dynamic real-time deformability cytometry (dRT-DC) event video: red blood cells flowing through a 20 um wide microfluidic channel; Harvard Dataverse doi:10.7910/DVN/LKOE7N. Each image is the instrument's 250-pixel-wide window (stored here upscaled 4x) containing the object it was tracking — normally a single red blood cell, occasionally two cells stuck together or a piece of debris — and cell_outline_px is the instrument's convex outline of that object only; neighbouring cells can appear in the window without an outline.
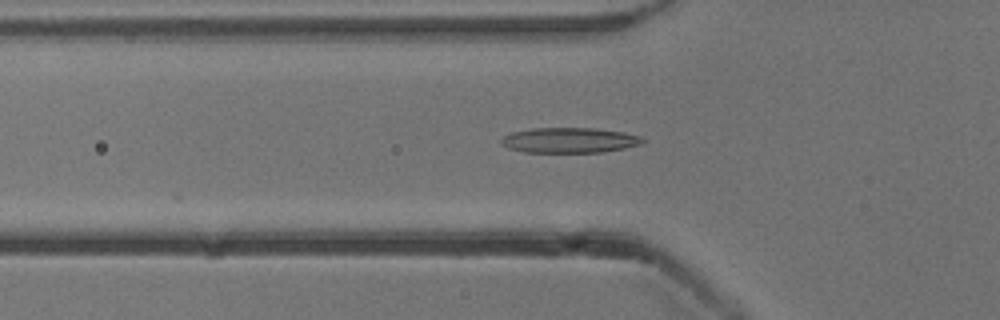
{"species": "common noctule bat (a hibernating species)", "species_latin": "Nyctalus noctula", "temperature_condition": "cold", "stored_images_in_passage": 51, "camera_frame_rate_fps": 3000, "um_per_image_px": 0.085, "animal": {"sex": "male", "body_mass_g": 13.3}, "frame": {"image": 1, "passage_image": 17, "time_ms": 5.333, "image_size_px": [1000, 320], "cell_outline_px": [[644, 140], [640, 144], [624, 148], [600, 152], [524, 152], [508, 148], [500, 144], [500, 140], [504, 136], [512, 132], [532, 128], [596, 128], [624, 132], [640, 136]], "centroid_in_image_um": [48.37, 11.91], "position_along_channel_um": 77.4, "area_um2": 20.75}}
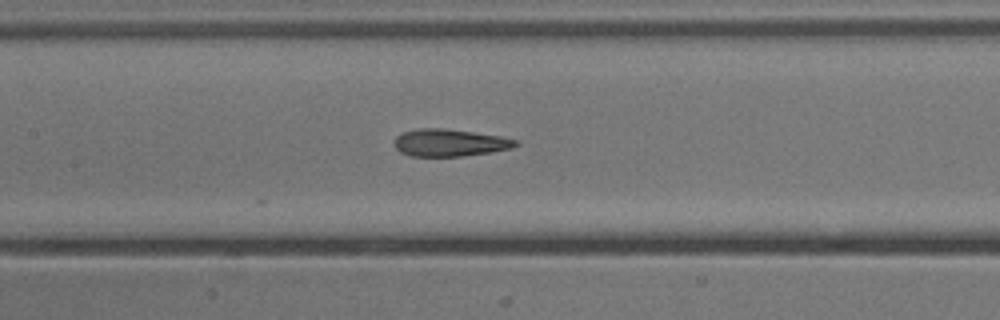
{"frame": {"image": 2, "passage_image": 24, "time_ms": 7.667, "image_size_px": [1000, 320], "cell_outline_px": [[520, 144], [512, 148], [492, 152], [460, 156], [412, 156], [400, 152], [392, 144], [392, 140], [396, 136], [404, 132], [420, 128], [444, 128], [500, 136], [520, 140]], "centroid_in_image_um": [38.23, 12.13], "position_along_channel_um": 169.2, "area_um2": 19.42}}
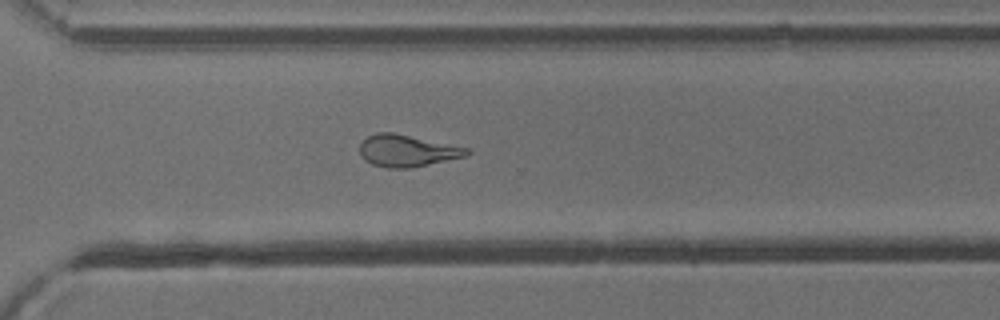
{"frame": {"image": 3, "passage_image": 37, "time_ms": 12.0, "image_size_px": [1000, 320], "cell_outline_px": [[472, 152], [464, 156], [412, 168], [388, 168], [372, 164], [364, 160], [360, 152], [360, 144], [368, 136], [376, 132], [392, 132], [472, 148]], "centroid_in_image_um": [34.62, 12.81], "position_along_channel_um": 336.0, "area_um2": 19.94}, "authors_computed_cell_mechanics": {"area_um2": 19.5942, "velocity_mm_per_s": 3.8739, "shape_relaxation_time_tau1_ms": null, "shape_relaxation_time_tau2_ms": 1.4344, "deformation_change_tau1": null, "deformation_change_tau2": 0.1027}}